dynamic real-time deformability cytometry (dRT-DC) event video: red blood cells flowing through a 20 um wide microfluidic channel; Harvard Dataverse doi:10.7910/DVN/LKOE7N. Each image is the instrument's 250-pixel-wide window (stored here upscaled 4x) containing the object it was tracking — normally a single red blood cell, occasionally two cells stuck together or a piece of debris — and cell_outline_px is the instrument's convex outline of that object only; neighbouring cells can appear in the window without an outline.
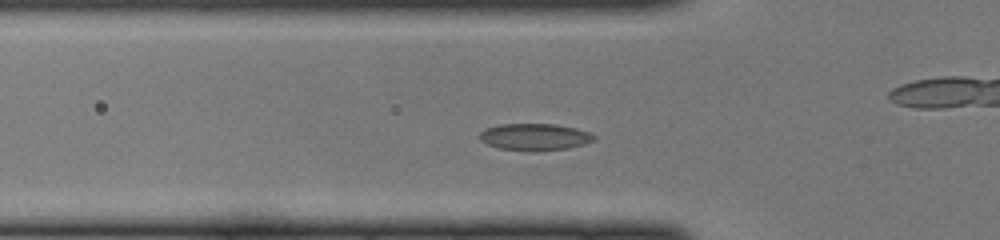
{"species": "common noctule bat (a hibernating species)", "species_latin": "Nyctalus noctula", "temperature_condition": "cold", "stored_images_in_passage": 44, "camera_frame_rate_fps": 3000, "um_per_image_px": 0.085, "animal": {"sex": "female", "body_mass_g": 22.0, "forearm_length_mm": 56.7}, "frame": {"image": 1, "passage_image": 11, "time_ms": 3.333, "image_size_px": [1000, 240], "cell_outline_px": [[596, 140], [584, 144], [568, 148], [496, 148], [480, 140], [476, 136], [484, 128], [500, 124], [556, 124], [576, 128], [588, 132], [596, 136]], "centroid_in_image_um": [45.42, 11.58], "position_along_channel_um": 80.4, "area_um2": 17.22}}
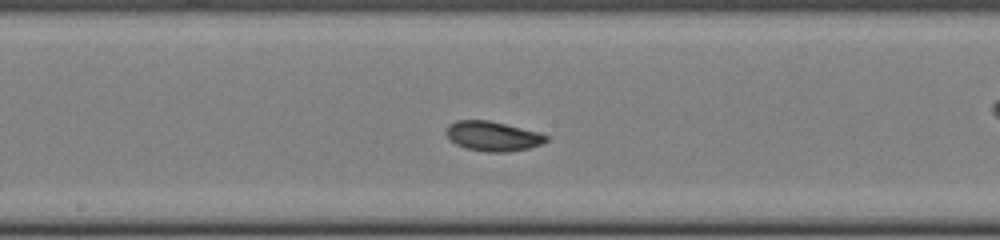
{"frame": {"image": 2, "passage_image": 20, "time_ms": 6.333, "image_size_px": [1000, 240], "cell_outline_px": [[548, 140], [540, 144], [528, 148], [508, 152], [484, 152], [464, 148], [448, 140], [444, 132], [444, 128], [448, 124], [456, 120], [488, 120], [540, 132], [548, 136]], "centroid_in_image_um": [41.81, 11.57], "position_along_channel_um": 206.4, "area_um2": 17.63}}
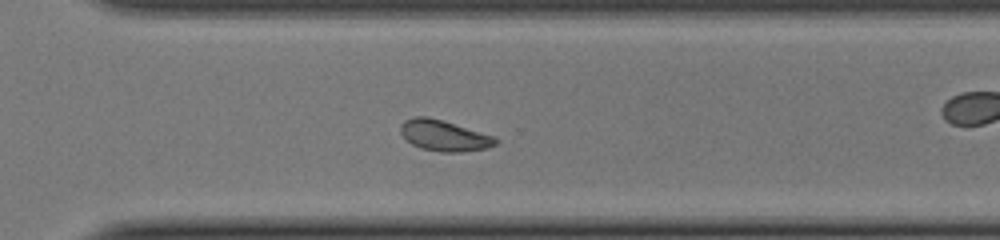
{"frame": {"image": 3, "passage_image": 29, "time_ms": 9.333, "image_size_px": [1000, 240], "cell_outline_px": [[500, 140], [496, 144], [488, 148], [464, 152], [440, 152], [420, 148], [412, 144], [400, 132], [400, 124], [404, 120], [412, 116], [428, 116], [496, 136]], "centroid_in_image_um": [37.77, 11.52], "position_along_channel_um": 332.8, "area_um2": 17.34}}